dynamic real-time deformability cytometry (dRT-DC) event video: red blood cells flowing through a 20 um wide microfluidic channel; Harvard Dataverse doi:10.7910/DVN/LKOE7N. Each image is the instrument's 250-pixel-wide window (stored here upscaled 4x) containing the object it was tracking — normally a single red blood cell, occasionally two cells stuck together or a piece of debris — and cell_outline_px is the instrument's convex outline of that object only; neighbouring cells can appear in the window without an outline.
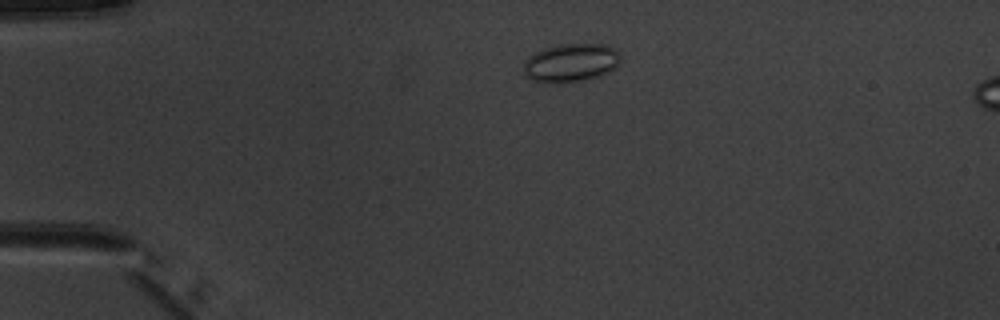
{"species": "common noctule bat (a hibernating species)", "species_latin": "Nyctalus noctula", "temperature_condition": "warm", "stored_images_in_passage": 5, "camera_frame_rate_fps": 3000, "um_per_image_px": 0.085, "animal": {"sex": "male", "body_mass_g": 20.1, "forearm_length_mm": 53.5}, "frame": {"image": 1, "passage_image": 3, "time_ms": 2.333, "image_size_px": [1000, 320], "cell_outline_px": [[620, 64], [608, 72], [588, 80], [560, 84], [544, 84], [532, 80], [524, 76], [524, 64], [528, 56], [544, 48], [560, 44], [604, 44], [616, 48], [620, 56]], "centroid_in_image_um": [48.51, 5.36], "position_along_channel_um": 36.5, "area_um2": 22.25}}